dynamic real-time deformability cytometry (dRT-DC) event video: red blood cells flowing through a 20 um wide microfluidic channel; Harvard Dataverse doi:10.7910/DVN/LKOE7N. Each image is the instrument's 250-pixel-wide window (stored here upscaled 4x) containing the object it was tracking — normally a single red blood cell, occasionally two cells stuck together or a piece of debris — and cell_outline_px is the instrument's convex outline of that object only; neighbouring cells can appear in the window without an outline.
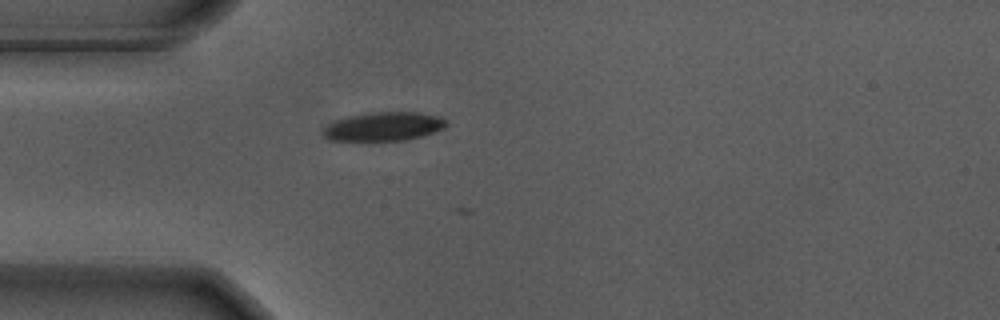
{"species": "Egyptian fruit bat (a non-hibernating species)", "species_latin": "Rousettus aegyptiacus", "temperature_condition": "warm", "stored_images_in_passage": 5, "camera_frame_rate_fps": 3000, "um_per_image_px": 0.085, "animal": {"sex": "male"}, "frame": {"image": 1, "passage_image": 4, "time_ms": 1.0, "image_size_px": [1000, 320], "cell_outline_px": [[448, 124], [444, 128], [436, 132], [424, 136], [408, 140], [332, 140], [324, 136], [324, 128], [328, 124], [336, 120], [348, 116], [368, 112], [420, 112], [440, 116], [448, 120]], "centroid_in_image_um": [32.71, 10.74], "position_along_channel_um": 52.3, "area_um2": 20.81}}